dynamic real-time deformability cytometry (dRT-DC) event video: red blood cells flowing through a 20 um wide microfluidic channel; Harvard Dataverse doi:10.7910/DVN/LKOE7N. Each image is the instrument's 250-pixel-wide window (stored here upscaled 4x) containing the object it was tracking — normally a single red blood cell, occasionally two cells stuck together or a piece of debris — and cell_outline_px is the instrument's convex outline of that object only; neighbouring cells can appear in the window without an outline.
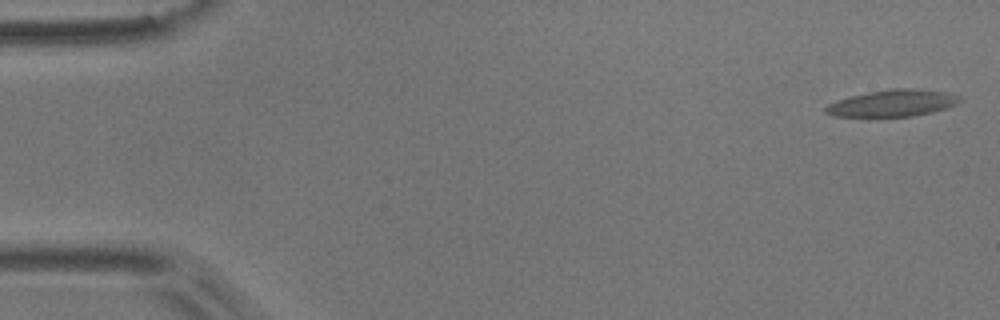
{"species": "common noctule bat (a hibernating species)", "species_latin": "Nyctalus noctula", "temperature_condition": "room temperature", "stored_images_in_passage": 6, "camera_frame_rate_fps": 3000, "um_per_image_px": 0.085, "animal": {"sex": "male", "body_mass_g": 17.9}, "frame": {"image": 1, "passage_image": 1, "time_ms": 0.0, "image_size_px": [1000, 320], "cell_outline_px": [[960, 100], [956, 104], [932, 112], [912, 116], [876, 120], [832, 116], [824, 112], [824, 108], [828, 104], [836, 100], [868, 92], [892, 88], [912, 88], [944, 92], [960, 96]], "centroid_in_image_um": [75.75, 8.83], "position_along_channel_um": 9.3, "area_um2": 21.79}}